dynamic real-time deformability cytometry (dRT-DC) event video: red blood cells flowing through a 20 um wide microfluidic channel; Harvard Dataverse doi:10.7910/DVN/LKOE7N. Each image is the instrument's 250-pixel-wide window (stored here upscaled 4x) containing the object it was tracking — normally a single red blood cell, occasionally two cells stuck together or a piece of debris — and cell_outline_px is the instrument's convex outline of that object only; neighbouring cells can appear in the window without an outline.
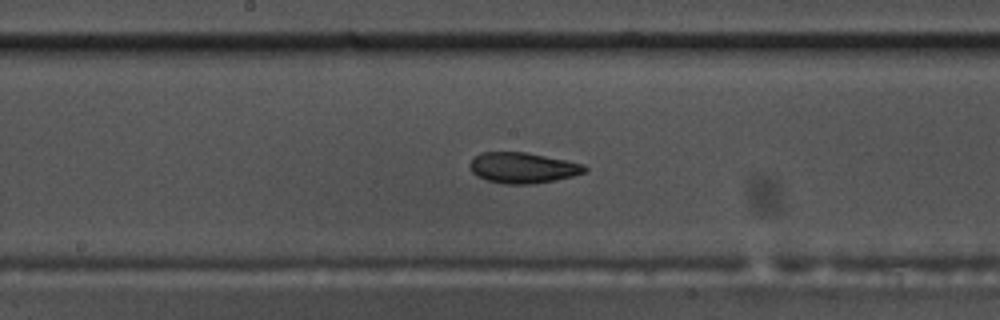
{"species": "common noctule bat (a hibernating species)", "species_latin": "Nyctalus noctula", "temperature_condition": "warm", "stored_images_in_passage": 40, "camera_frame_rate_fps": 3000, "um_per_image_px": 0.085, "animal": {"sex": "male", "body_mass_g": 17.5, "forearm_length_mm": 52.3}, "frame": {"image": 1, "passage_image": 13, "time_ms": 4.0, "image_size_px": [1000, 320], "cell_outline_px": [[588, 168], [584, 172], [572, 176], [556, 180], [532, 184], [504, 184], [488, 180], [476, 176], [472, 172], [468, 164], [480, 152], [524, 152], [584, 164]], "centroid_in_image_um": [44.41, 14.27], "position_along_channel_um": 203.8, "area_um2": 20.4}}
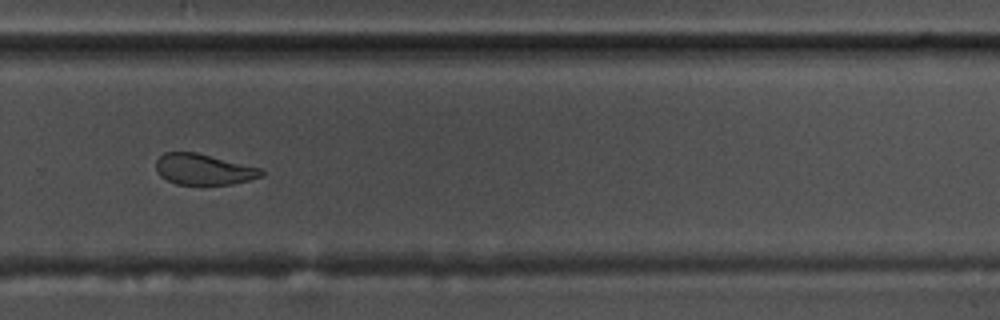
{"frame": {"image": 2, "passage_image": 22, "time_ms": 7.0, "image_size_px": [1000, 320], "cell_outline_px": [[264, 176], [232, 184], [176, 184], [160, 176], [156, 168], [156, 160], [164, 152], [196, 152], [260, 168], [264, 172]], "centroid_in_image_um": [17.3, 14.39], "position_along_channel_um": 312.5, "area_um2": 18.79}}
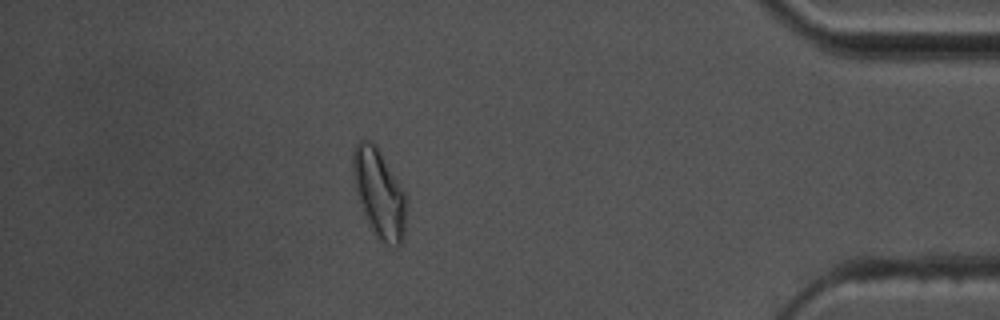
{"frame": {"image": 3, "passage_image": 33, "time_ms": 10.667, "image_size_px": [1000, 320], "cell_outline_px": [[408, 208], [404, 236], [400, 244], [396, 248], [384, 244], [376, 236], [360, 204], [356, 192], [352, 168], [352, 152], [356, 144], [360, 140], [368, 140], [376, 144], [408, 196]], "centroid_in_image_um": [32.28, 16.44], "position_along_channel_um": 402.9, "area_um2": 28.03}, "authors_computed_cell_mechanics": {"area_um2": 20.7502, "velocity_mm_per_s": 3.6264, "shape_relaxation_time_tau1_ms": 6.7818, "shape_relaxation_time_tau2_ms": 2.8412, "deformation_change_tau1": 0.1608, "deformation_change_tau2": 0.0794}}